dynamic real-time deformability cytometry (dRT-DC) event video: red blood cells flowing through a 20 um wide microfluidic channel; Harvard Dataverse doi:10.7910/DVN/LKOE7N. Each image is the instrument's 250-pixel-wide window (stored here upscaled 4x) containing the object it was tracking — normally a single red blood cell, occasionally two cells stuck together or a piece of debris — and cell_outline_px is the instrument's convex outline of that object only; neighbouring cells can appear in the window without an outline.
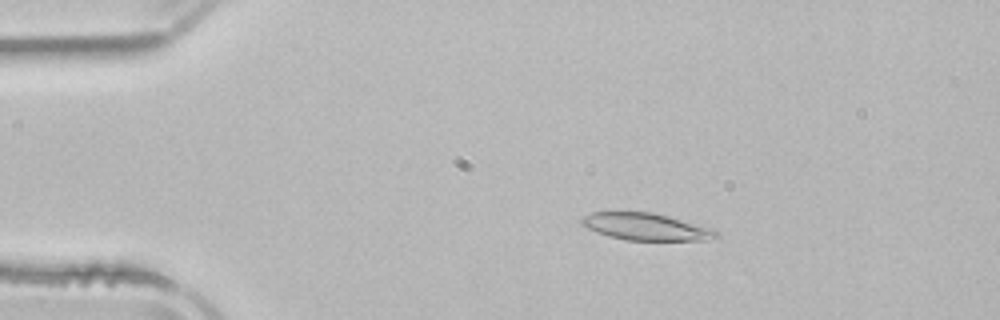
{"species": "common noctule bat (a hibernating species)", "species_latin": "Nyctalus noctula", "temperature_condition": "room temperature", "stored_images_in_passage": 4, "camera_frame_rate_fps": 3000, "um_per_image_px": 0.085, "animal": {"sex": "male", "body_mass_g": 21.5, "forearm_length_mm": 52.0}, "frame": {"image": 1, "passage_image": 3, "time_ms": 2.333, "image_size_px": [1000, 320], "cell_outline_px": [[720, 236], [704, 240], [624, 240], [608, 236], [588, 228], [580, 224], [580, 220], [584, 216], [592, 212], [652, 212], [668, 216], [712, 228]], "centroid_in_image_um": [54.88, 19.27], "position_along_channel_um": 30.1, "area_um2": 21.04}}